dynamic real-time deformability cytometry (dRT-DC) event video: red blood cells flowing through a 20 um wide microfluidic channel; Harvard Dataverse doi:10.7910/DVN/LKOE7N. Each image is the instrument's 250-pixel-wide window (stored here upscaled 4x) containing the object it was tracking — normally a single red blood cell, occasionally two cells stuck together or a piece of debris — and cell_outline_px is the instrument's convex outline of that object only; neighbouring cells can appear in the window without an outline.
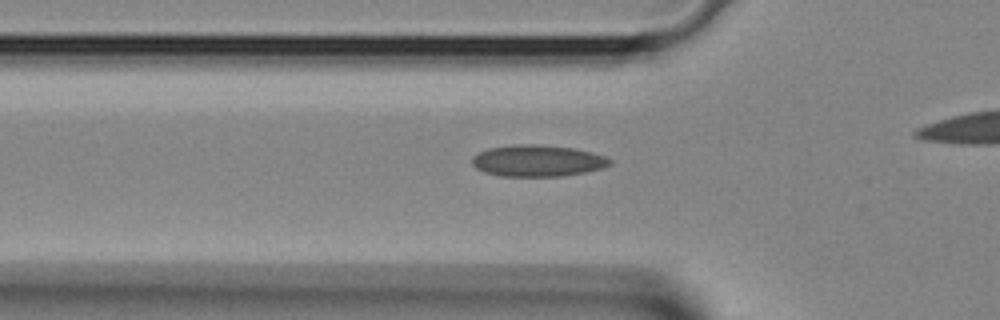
{"species": "Egyptian fruit bat (a non-hibernating species)", "species_latin": "Rousettus aegyptiacus", "temperature_condition": "room temperature", "stored_images_in_passage": 27, "camera_frame_rate_fps": 3000, "um_per_image_px": 0.085, "animal": {"sex": "female"}, "frame": {"image": 1, "passage_image": 7, "time_ms": 2.0, "image_size_px": [1000, 320], "cell_outline_px": [[612, 164], [600, 168], [584, 172], [560, 176], [500, 176], [484, 172], [476, 168], [472, 164], [472, 156], [488, 148], [516, 144], [536, 144], [572, 148], [592, 152], [604, 156], [612, 160]], "centroid_in_image_um": [45.66, 13.66], "position_along_channel_um": 80.1, "area_um2": 25.2}}
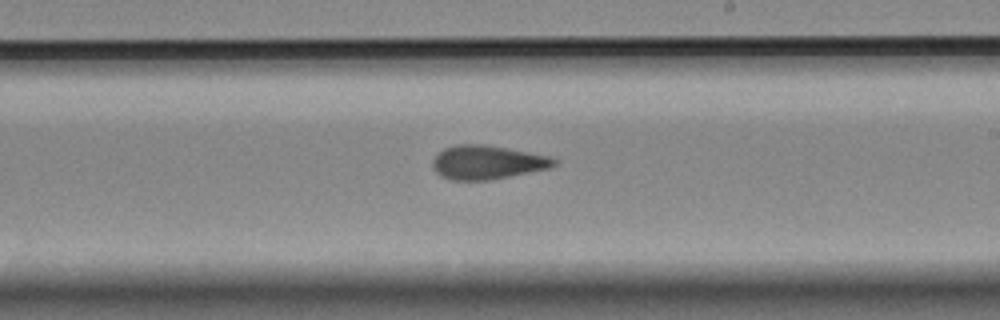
{"frame": {"image": 2, "passage_image": 17, "time_ms": 5.333, "image_size_px": [1000, 320], "cell_outline_px": [[560, 160], [556, 164], [548, 168], [488, 180], [452, 180], [440, 176], [436, 172], [432, 164], [432, 160], [444, 148], [456, 144], [484, 144], [552, 156]], "centroid_in_image_um": [41.42, 13.79], "position_along_channel_um": 247.6, "area_um2": 23.87}}
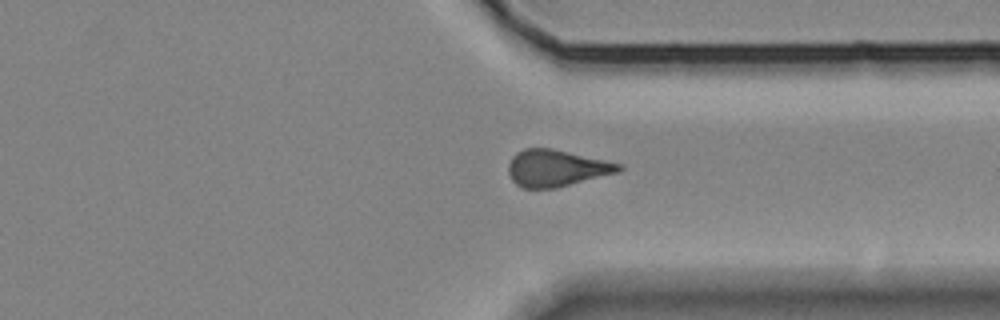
{"frame": {"image": 3, "passage_image": 24, "time_ms": 7.667, "image_size_px": [1000, 320], "cell_outline_px": [[624, 168], [620, 172], [556, 188], [524, 188], [516, 184], [512, 180], [508, 172], [508, 164], [512, 156], [516, 152], [524, 148], [552, 148], [624, 164]], "centroid_in_image_um": [47.31, 14.28], "position_along_channel_um": 364.1, "area_um2": 23.87}}